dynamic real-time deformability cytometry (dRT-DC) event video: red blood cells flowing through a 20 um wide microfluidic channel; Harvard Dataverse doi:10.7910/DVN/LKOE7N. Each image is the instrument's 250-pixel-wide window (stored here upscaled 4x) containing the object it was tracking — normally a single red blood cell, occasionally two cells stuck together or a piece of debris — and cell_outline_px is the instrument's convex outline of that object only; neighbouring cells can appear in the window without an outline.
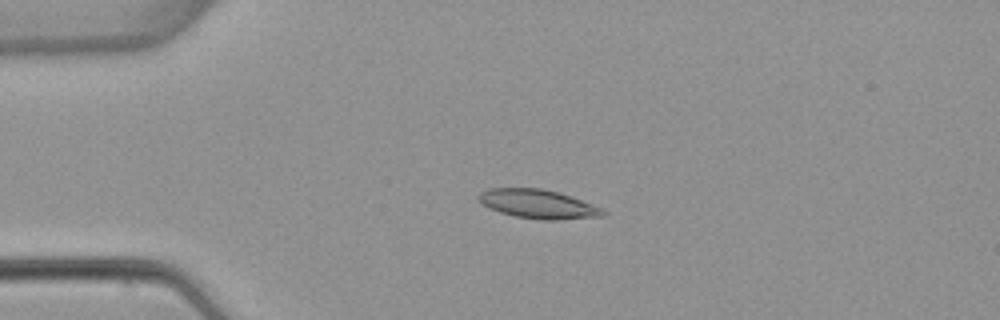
{"species": "common noctule bat (a hibernating species)", "species_latin": "Nyctalus noctula", "temperature_condition": "warm", "stored_images_in_passage": 5, "camera_frame_rate_fps": 3000, "um_per_image_px": 0.085, "animal": {"sex": "female", "body_mass_g": 22.7, "forearm_length_mm": 54.2}, "frame": {"image": 1, "passage_image": 3, "time_ms": 2.667, "image_size_px": [1000, 320], "cell_outline_px": [[608, 212], [604, 216], [560, 220], [540, 220], [516, 216], [500, 212], [476, 200], [476, 196], [480, 192], [488, 188], [540, 188], [556, 192], [604, 208]], "centroid_in_image_um": [45.74, 17.35], "position_along_channel_um": 39.3, "area_um2": 20.92}}
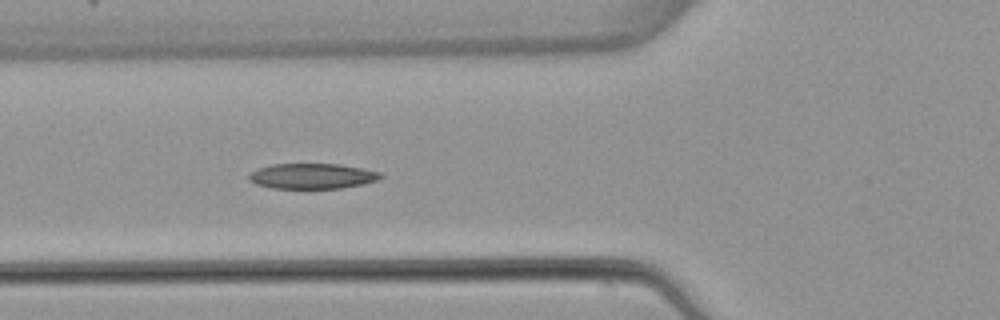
{"frame": {"image": 2, "passage_image": 5, "time_ms": 5.0, "image_size_px": [1000, 320], "cell_outline_px": [[384, 176], [376, 180], [364, 184], [340, 188], [272, 188], [256, 184], [248, 180], [248, 176], [252, 172], [260, 168], [272, 164], [340, 164], [364, 168], [380, 172]], "centroid_in_image_um": [26.56, 14.96], "position_along_channel_um": 99.2, "area_um2": 19.42}}